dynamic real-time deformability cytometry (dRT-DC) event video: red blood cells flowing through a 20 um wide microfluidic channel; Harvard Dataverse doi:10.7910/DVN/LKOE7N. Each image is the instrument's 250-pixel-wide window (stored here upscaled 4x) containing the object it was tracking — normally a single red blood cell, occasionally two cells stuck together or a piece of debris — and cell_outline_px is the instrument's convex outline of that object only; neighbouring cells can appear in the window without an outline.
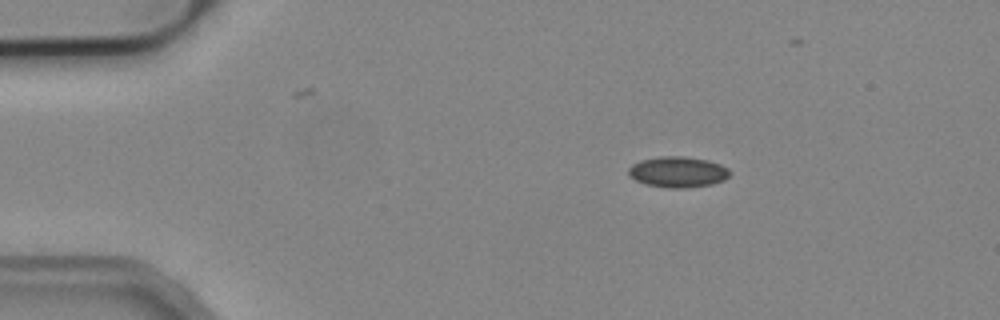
{"species": "common noctule bat (a hibernating species)", "species_latin": "Nyctalus noctula", "temperature_condition": "cold", "stored_images_in_passage": 37, "camera_frame_rate_fps": 3000, "um_per_image_px": 0.085, "animal": {"sex": "male", "body_mass_g": 19.2, "forearm_length_mm": 51.8}, "frame": {"image": 1, "passage_image": 1, "time_ms": 0.0, "image_size_px": [1000, 320], "cell_outline_px": [[732, 172], [724, 180], [712, 184], [688, 188], [668, 188], [648, 184], [636, 180], [628, 176], [628, 168], [632, 164], [640, 160], [660, 156], [684, 156], [708, 160], [720, 164], [728, 168]], "centroid_in_image_um": [57.62, 14.61], "position_along_channel_um": 27.4, "area_um2": 18.32}}
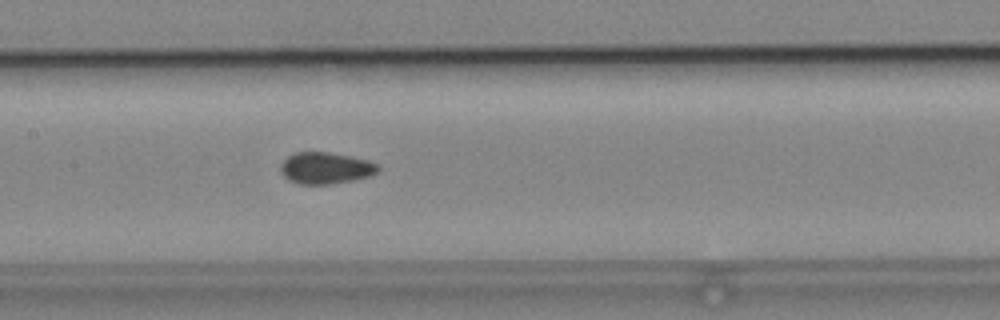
{"frame": {"image": 2, "passage_image": 18, "time_ms": 5.667, "image_size_px": [1000, 320], "cell_outline_px": [[380, 168], [376, 172], [368, 176], [352, 180], [328, 184], [300, 184], [284, 176], [280, 172], [280, 164], [288, 156], [296, 152], [328, 152], [368, 160], [380, 164]], "centroid_in_image_um": [27.67, 14.27], "position_along_channel_um": 179.7, "area_um2": 17.74}}
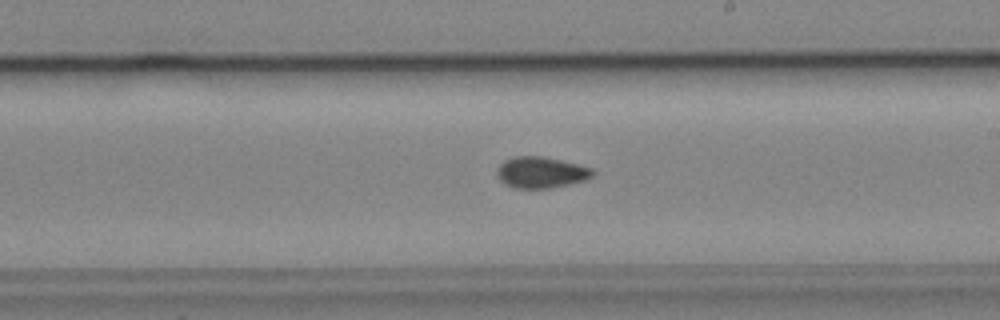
{"frame": {"image": 3, "passage_image": 23, "time_ms": 7.333, "image_size_px": [1000, 320], "cell_outline_px": [[596, 172], [592, 176], [584, 180], [568, 184], [548, 188], [516, 188], [504, 184], [496, 176], [496, 168], [504, 160], [512, 156], [544, 156], [592, 168]], "centroid_in_image_um": [45.94, 14.64], "position_along_channel_um": 243.1, "area_um2": 17.46}}